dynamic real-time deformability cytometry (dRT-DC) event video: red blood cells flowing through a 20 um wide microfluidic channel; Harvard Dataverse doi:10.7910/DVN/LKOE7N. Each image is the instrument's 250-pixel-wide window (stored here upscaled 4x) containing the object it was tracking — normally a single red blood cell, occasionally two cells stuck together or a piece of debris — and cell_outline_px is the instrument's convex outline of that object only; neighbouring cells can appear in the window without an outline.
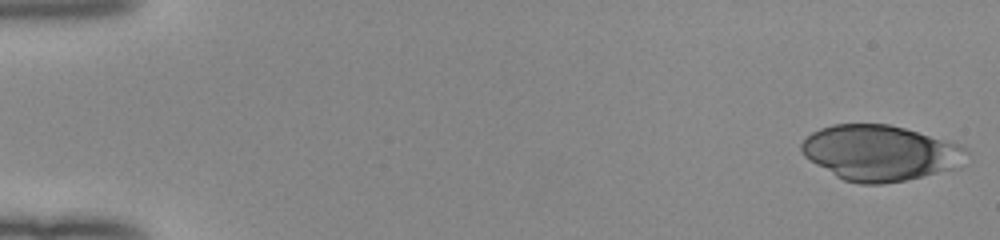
{"species": "human", "species_latin": "Homo sapiens", "temperature_condition": "room temperature", "stored_images_in_passage": 51, "camera_frame_rate_fps": 3000, "um_per_image_px": 0.085, "donor": {"sex": "female"}, "frame": {"image": 1, "passage_image": 1, "time_ms": 0.0, "image_size_px": [1000, 240], "cell_outline_px": [[968, 152], [960, 168], [904, 180], [884, 184], [860, 184], [844, 180], [836, 176], [816, 164], [804, 156], [800, 148], [800, 144], [812, 132], [820, 128], [832, 124], [888, 124], [904, 128], [960, 144], [968, 148]], "centroid_in_image_um": [74.83, 13.0], "position_along_channel_um": 10.2, "area_um2": 53.41}}
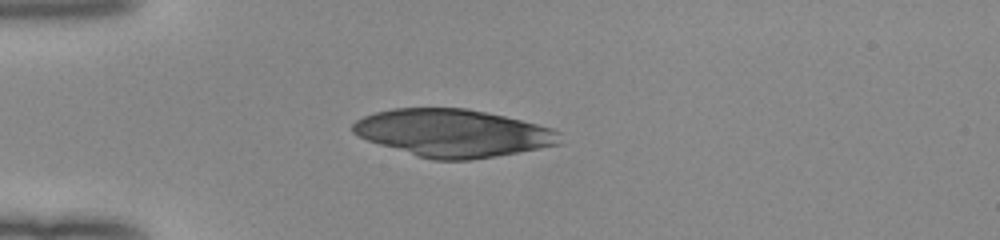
{"frame": {"image": 2, "passage_image": 14, "time_ms": 4.333, "image_size_px": [1000, 240], "cell_outline_px": [[564, 144], [496, 156], [472, 160], [436, 160], [420, 156], [380, 144], [368, 140], [352, 132], [352, 124], [356, 120], [364, 116], [376, 112], [392, 108], [468, 108], [488, 112], [552, 128], [560, 132]], "centroid_in_image_um": [38.56, 11.3], "position_along_channel_um": 46.4, "area_um2": 57.22}}